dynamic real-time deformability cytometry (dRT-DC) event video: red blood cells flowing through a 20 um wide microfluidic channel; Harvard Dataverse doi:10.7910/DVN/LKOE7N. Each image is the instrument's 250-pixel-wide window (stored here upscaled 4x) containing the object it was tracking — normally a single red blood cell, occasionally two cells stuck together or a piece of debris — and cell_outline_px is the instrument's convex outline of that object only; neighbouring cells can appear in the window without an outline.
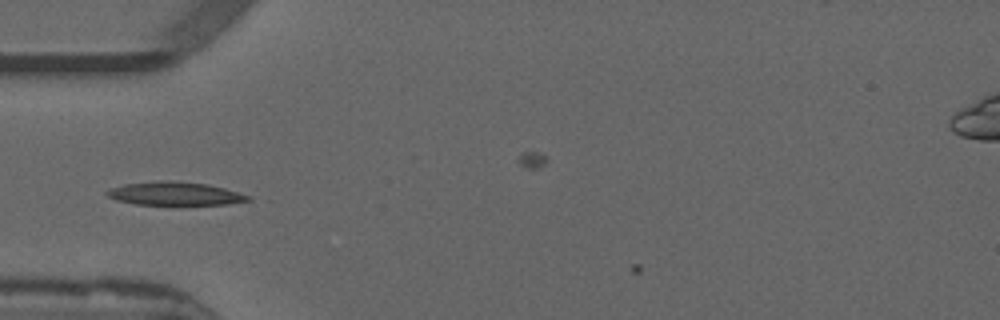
{"species": "common noctule bat (a hibernating species)", "species_latin": "Nyctalus noctula", "temperature_condition": "warm", "stored_images_in_passage": 17, "camera_frame_rate_fps": 3000, "um_per_image_px": 0.085, "animal": {"sex": "male", "forearm_length_mm": 52.5}, "frame": {"image": 1, "passage_image": 2, "time_ms": 0.333, "image_size_px": [1000, 320], "cell_outline_px": [[252, 200], [228, 204], [136, 204], [116, 200], [108, 196], [104, 192], [112, 188], [124, 184], [156, 180], [168, 180], [208, 184], [224, 188], [252, 196]], "centroid_in_image_um": [14.88, 16.44], "position_along_channel_um": 70.1, "area_um2": 19.13}}
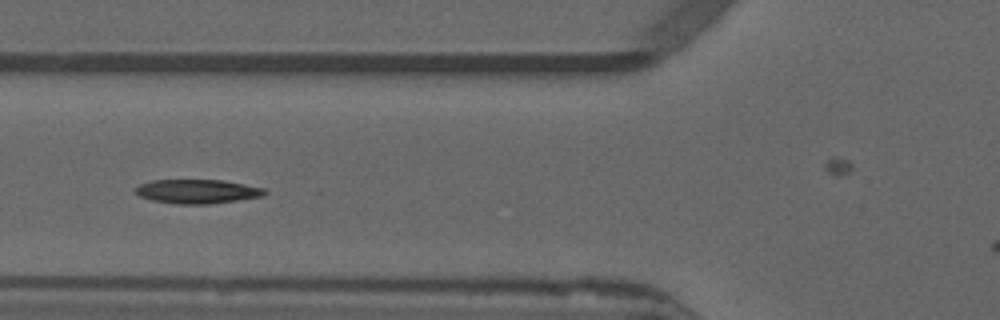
{"frame": {"image": 2, "passage_image": 5, "time_ms": 1.333, "image_size_px": [1000, 320], "cell_outline_px": [[268, 192], [264, 196], [208, 204], [176, 204], [152, 200], [140, 196], [136, 192], [136, 188], [140, 184], [152, 180], [224, 180], [264, 188]], "centroid_in_image_um": [16.79, 16.27], "position_along_channel_um": 109.0, "area_um2": 18.03}}
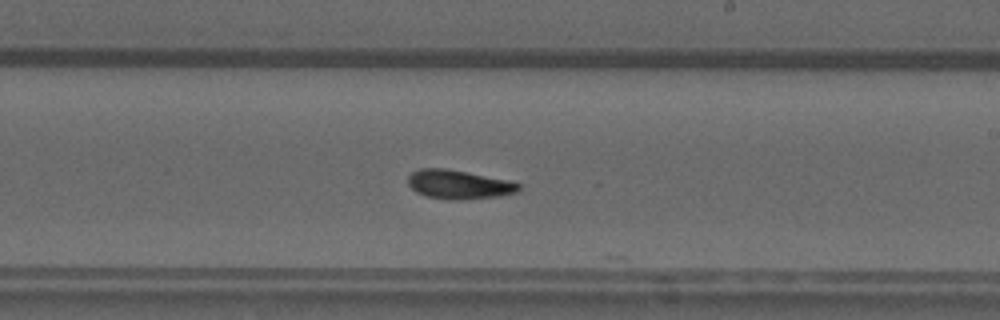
{"frame": {"image": 3, "passage_image": 16, "time_ms": 5.0, "image_size_px": [1000, 320], "cell_outline_px": [[520, 188], [516, 192], [500, 196], [460, 200], [448, 200], [428, 196], [416, 192], [408, 184], [408, 176], [412, 172], [420, 168], [448, 168], [508, 180], [520, 184]], "centroid_in_image_um": [38.98, 15.67], "position_along_channel_um": 250.0, "area_um2": 18.73}}